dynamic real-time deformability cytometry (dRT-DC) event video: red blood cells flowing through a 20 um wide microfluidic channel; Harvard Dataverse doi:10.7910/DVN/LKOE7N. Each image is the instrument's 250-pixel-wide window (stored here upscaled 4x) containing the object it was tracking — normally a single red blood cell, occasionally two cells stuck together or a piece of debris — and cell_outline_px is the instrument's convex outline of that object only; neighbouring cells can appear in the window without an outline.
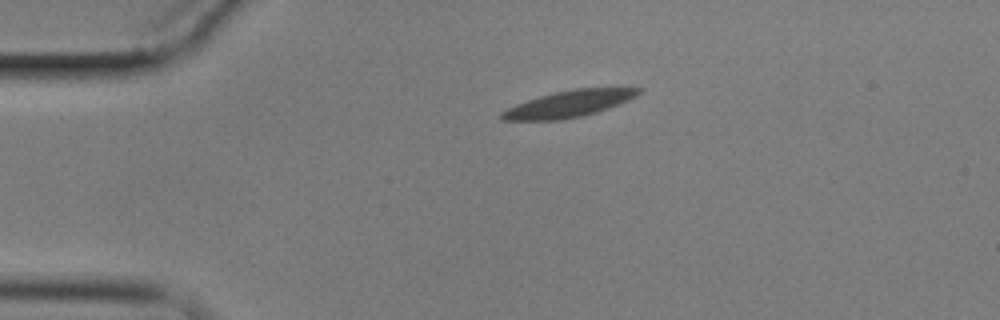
{"species": "common noctule bat (a hibernating species)", "species_latin": "Nyctalus noctula", "temperature_condition": "cold", "stored_images_in_passage": 9, "camera_frame_rate_fps": 3000, "um_per_image_px": 0.085, "animal": {"sex": "male", "body_mass_g": 17.9}, "frame": {"image": 1, "passage_image": 1, "time_ms": 0.0, "image_size_px": [1000, 320], "cell_outline_px": [[644, 88], [636, 96], [628, 100], [608, 108], [584, 116], [560, 120], [500, 120], [500, 112], [516, 104], [540, 96], [556, 92], [576, 88]], "centroid_in_image_um": [48.34, 8.83], "position_along_channel_um": 36.7, "area_um2": 20.98}}
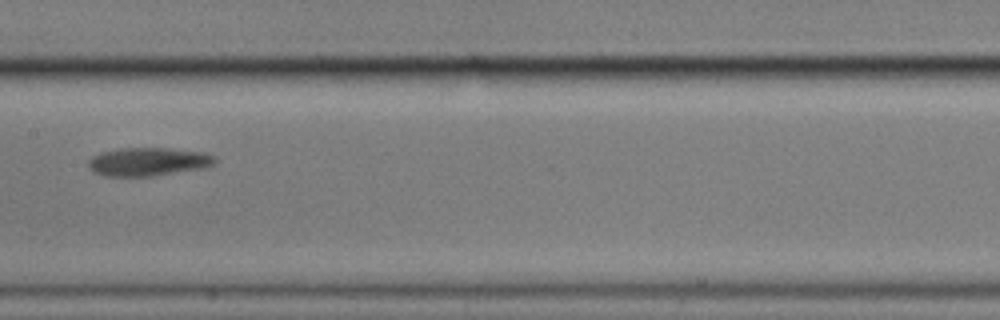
{"frame": {"image": 2, "passage_image": 6, "time_ms": 6.0, "image_size_px": [1000, 320], "cell_outline_px": [[216, 164], [208, 168], [152, 176], [104, 176], [88, 168], [88, 160], [92, 156], [100, 152], [120, 148], [168, 148], [200, 152], [216, 156]], "centroid_in_image_um": [12.62, 13.75], "position_along_channel_um": 194.8, "area_um2": 21.15}}
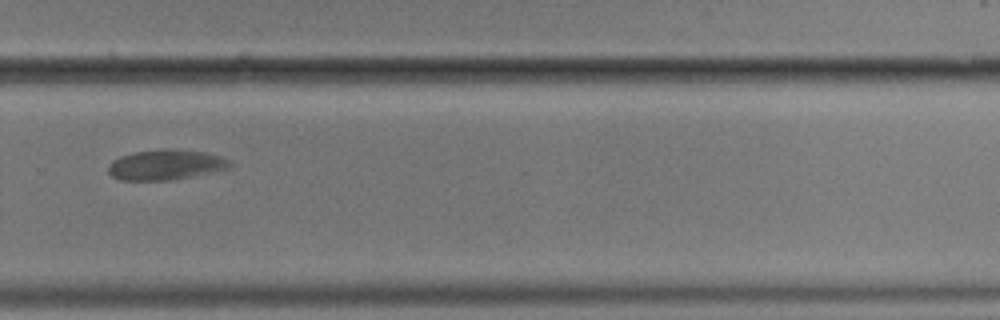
{"frame": {"image": 3, "passage_image": 9, "time_ms": 9.667, "image_size_px": [1000, 320], "cell_outline_px": [[232, 168], [172, 180], [120, 180], [112, 176], [108, 172], [108, 164], [112, 160], [120, 156], [136, 152], [168, 148], [204, 152], [220, 156], [232, 160]], "centroid_in_image_um": [14.11, 14.01], "position_along_channel_um": 315.7, "area_um2": 21.56}}